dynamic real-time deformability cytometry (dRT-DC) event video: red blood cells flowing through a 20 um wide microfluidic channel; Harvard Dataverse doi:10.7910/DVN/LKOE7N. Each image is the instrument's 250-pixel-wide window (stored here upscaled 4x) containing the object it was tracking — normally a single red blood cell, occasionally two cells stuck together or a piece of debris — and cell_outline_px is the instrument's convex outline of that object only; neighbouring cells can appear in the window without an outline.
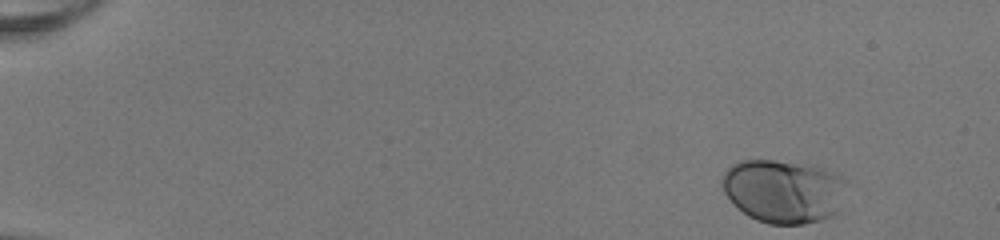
{"species": "human", "species_latin": "Homo sapiens", "temperature_condition": "room temperature", "stored_images_in_passage": 47, "camera_frame_rate_fps": 3000, "um_per_image_px": 0.085, "donor": {"sex": "female"}, "frame": {"image": 1, "passage_image": 1, "time_ms": 0.0, "image_size_px": [1000, 240], "cell_outline_px": [[848, 180], [840, 212], [832, 216], [820, 220], [804, 224], [768, 224], [756, 220], [748, 216], [736, 208], [724, 192], [720, 180], [724, 172], [736, 160], [772, 160], [812, 164], [824, 168], [844, 176]], "centroid_in_image_um": [66.63, 16.24], "position_along_channel_um": 18.4, "area_um2": 47.16}}
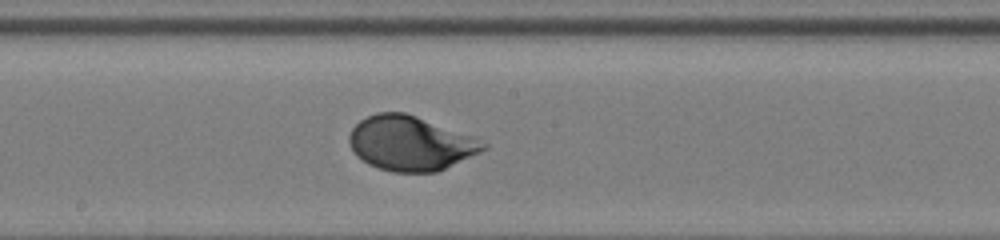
{"frame": {"image": 2, "passage_image": 26, "time_ms": 8.333, "image_size_px": [1000, 240], "cell_outline_px": [[488, 148], [480, 152], [436, 172], [392, 172], [368, 164], [356, 156], [348, 140], [348, 136], [352, 128], [360, 120], [376, 112], [404, 112], [416, 116], [472, 136], [488, 144]], "centroid_in_image_um": [34.86, 12.18], "position_along_channel_um": 213.3, "area_um2": 42.31}}
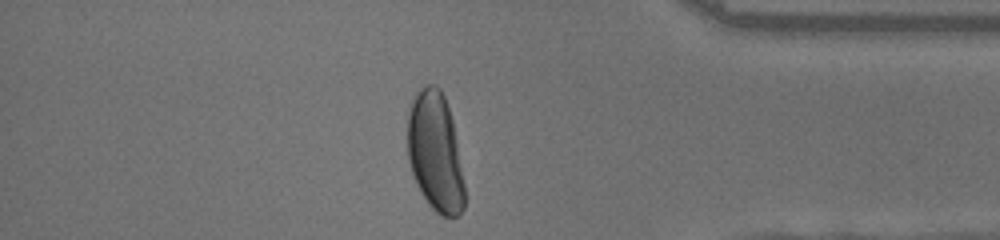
{"frame": {"image": 3, "passage_image": 41, "time_ms": 13.333, "image_size_px": [1000, 240], "cell_outline_px": [[464, 208], [460, 216], [444, 216], [436, 212], [428, 204], [420, 192], [416, 184], [408, 160], [408, 116], [412, 100], [420, 88], [424, 84], [436, 84], [440, 88], [444, 96], [452, 120], [456, 140], [464, 184]], "centroid_in_image_um": [36.99, 12.94], "position_along_channel_um": 398.2, "area_um2": 39.48}, "authors_computed_cell_mechanics": {"area_um2": 42.1362, "velocity_mm_per_s": 4.0514, "shape_relaxation_time_tau1_ms": 1.9468, "shape_relaxation_time_tau2_ms": null, "deformation_change_tau1": 0.1411, "deformation_change_tau2": null}}